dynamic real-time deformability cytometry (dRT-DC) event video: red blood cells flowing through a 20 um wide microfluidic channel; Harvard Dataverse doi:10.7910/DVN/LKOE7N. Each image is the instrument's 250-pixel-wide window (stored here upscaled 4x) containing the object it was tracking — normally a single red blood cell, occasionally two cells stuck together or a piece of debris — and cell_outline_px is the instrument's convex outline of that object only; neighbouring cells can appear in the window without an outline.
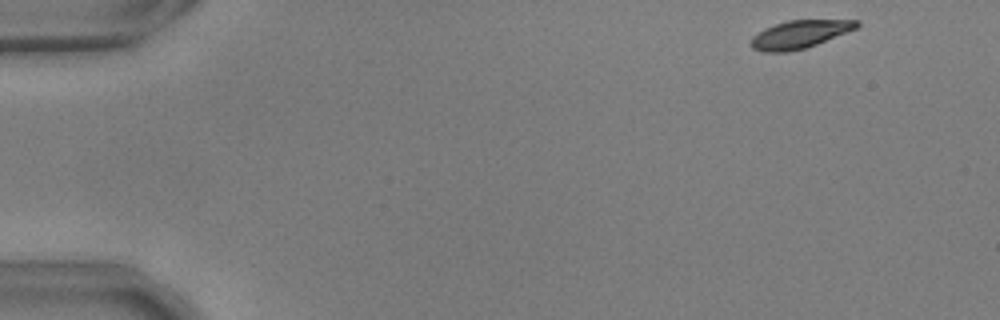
{"species": "common noctule bat (a hibernating species)", "species_latin": "Nyctalus noctula", "temperature_condition": "warm", "stored_images_in_passage": 51, "camera_frame_rate_fps": 3000, "um_per_image_px": 0.085, "animal": {"sex": "male", "body_mass_g": 17.9, "forearm_length_mm": 54.2}, "frame": {"image": 1, "passage_image": 1, "time_ms": 0.0, "image_size_px": [1000, 320], "cell_outline_px": [[860, 24], [856, 28], [816, 44], [804, 48], [784, 52], [764, 52], [752, 48], [748, 44], [752, 36], [764, 28], [788, 20], [860, 20]], "centroid_in_image_um": [67.91, 2.92], "position_along_channel_um": 17.1, "area_um2": 17.05}}
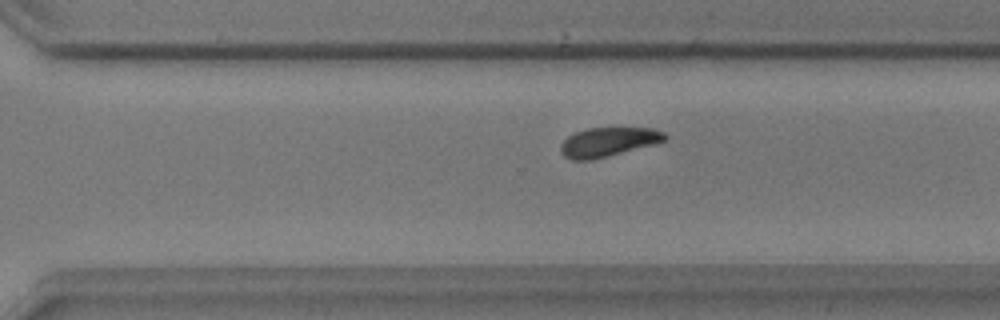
{"frame": {"image": 2, "passage_image": 35, "time_ms": 11.333, "image_size_px": [1000, 320], "cell_outline_px": [[668, 140], [592, 160], [572, 160], [564, 156], [560, 152], [560, 144], [568, 136], [576, 132], [588, 128], [656, 128], [664, 132], [668, 136]], "centroid_in_image_um": [51.7, 12.06], "position_along_channel_um": 318.9, "area_um2": 17.69}}
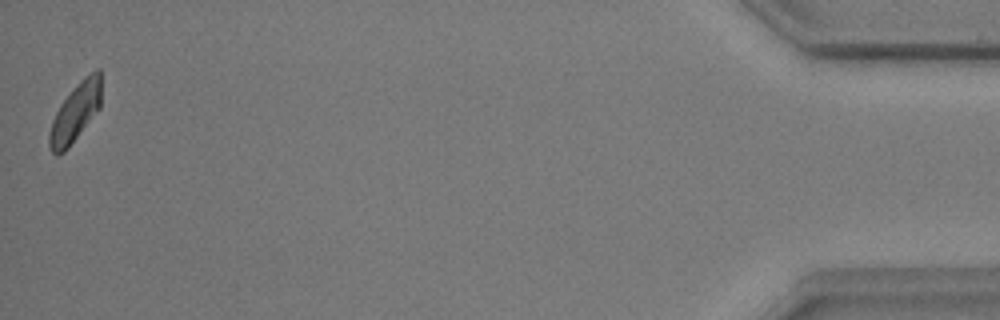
{"frame": {"image": 3, "passage_image": 51, "time_ms": 16.667, "image_size_px": [1000, 320], "cell_outline_px": [[100, 108], [68, 148], [64, 152], [56, 156], [48, 148], [48, 132], [52, 120], [60, 104], [80, 80], [84, 76], [96, 68], [100, 68]], "centroid_in_image_um": [6.38, 9.58], "position_along_channel_um": 428.8, "area_um2": 17.74}, "authors_computed_cell_mechanics": {"area_um2": 18.496, "velocity_mm_per_s": 3.6702, "shape_relaxation_time_tau1_ms": 3.5477, "shape_relaxation_time_tau2_ms": 7.6592, "deformation_change_tau1": 0.1399, "deformation_change_tau2": 0.1052}}